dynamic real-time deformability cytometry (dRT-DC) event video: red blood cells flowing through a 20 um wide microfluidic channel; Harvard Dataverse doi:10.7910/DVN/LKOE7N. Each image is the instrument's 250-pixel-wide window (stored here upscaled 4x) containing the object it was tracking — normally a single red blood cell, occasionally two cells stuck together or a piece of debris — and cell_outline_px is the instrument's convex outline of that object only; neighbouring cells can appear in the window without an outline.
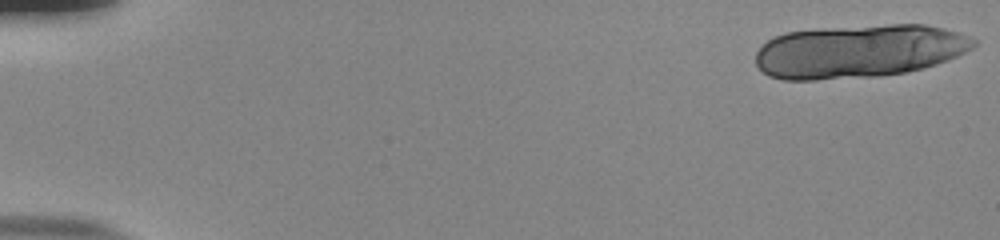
{"species": "human", "species_latin": "Homo sapiens", "temperature_condition": "room temperature", "stored_images_in_passage": 20, "camera_frame_rate_fps": 3000, "um_per_image_px": 0.085, "donor": {"sex": "male"}, "frame": {"image": 1, "passage_image": 1, "time_ms": 0.0, "image_size_px": [1000, 240], "cell_outline_px": [[976, 44], [972, 48], [948, 60], [924, 68], [908, 72], [880, 76], [816, 80], [784, 80], [768, 76], [756, 64], [756, 52], [768, 40], [776, 36], [788, 32], [816, 28], [888, 24], [924, 24], [944, 28], [960, 32], [976, 40]], "centroid_in_image_um": [73.02, 4.35], "position_along_channel_um": 12.0, "area_um2": 68.15}}